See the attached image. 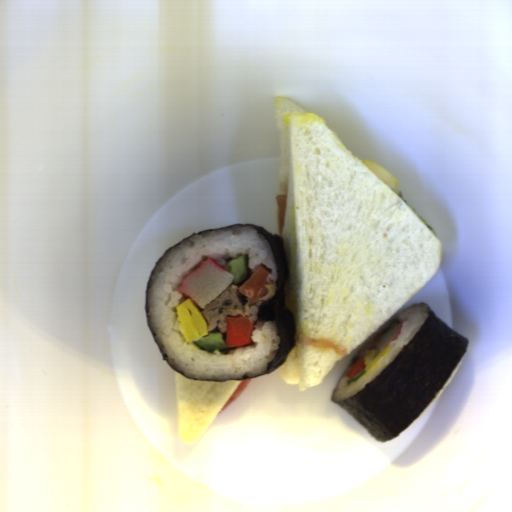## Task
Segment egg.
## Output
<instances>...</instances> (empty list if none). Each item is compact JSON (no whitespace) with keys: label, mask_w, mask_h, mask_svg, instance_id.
Masks as SVG:
<instances>
[{"label":"egg","mask_w":512,"mask_h":512,"mask_svg":"<svg viewBox=\"0 0 512 512\" xmlns=\"http://www.w3.org/2000/svg\"><path fill=\"white\" fill-rule=\"evenodd\" d=\"M203 309L189 297L176 307L186 343L208 334L209 324L204 316Z\"/></svg>","instance_id":"obj_1"},{"label":"egg","mask_w":512,"mask_h":512,"mask_svg":"<svg viewBox=\"0 0 512 512\" xmlns=\"http://www.w3.org/2000/svg\"><path fill=\"white\" fill-rule=\"evenodd\" d=\"M390 350V347L389 345H387L386 347H384L381 351L378 352V349H373L371 350L369 353H367L365 356H364V365L366 366L365 367V372L367 375L368 373H370L373 369L379 367L378 366V363L381 361V359L387 355V353L389 352ZM378 352V353H377Z\"/></svg>","instance_id":"obj_2"}]
</instances>
